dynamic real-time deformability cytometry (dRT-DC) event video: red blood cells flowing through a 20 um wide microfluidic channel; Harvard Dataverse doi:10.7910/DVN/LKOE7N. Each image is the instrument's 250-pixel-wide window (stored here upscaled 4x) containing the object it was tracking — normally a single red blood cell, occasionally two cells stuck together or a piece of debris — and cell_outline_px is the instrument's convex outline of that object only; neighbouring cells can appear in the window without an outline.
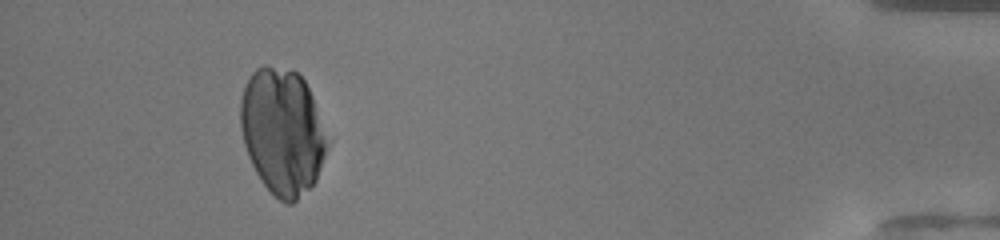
{"species": "human", "species_latin": "Homo sapiens", "temperature_condition": "warm", "stored_images_in_passage": 47, "camera_frame_rate_fps": 3000, "um_per_image_px": 0.085, "donor": {"sex": "female"}, "frame": {"image": 1, "passage_image": 43, "time_ms": 14.0, "image_size_px": [1000, 240], "cell_outline_px": [[332, 140], [316, 180], [292, 204], [284, 204], [264, 184], [256, 172], [248, 156], [244, 144], [240, 128], [240, 100], [244, 88], [252, 72], [256, 68], [264, 64], [296, 72], [304, 80], [312, 96]], "centroid_in_image_um": [24.04, 11.18], "position_along_channel_um": 411.2, "area_um2": 64.22}}